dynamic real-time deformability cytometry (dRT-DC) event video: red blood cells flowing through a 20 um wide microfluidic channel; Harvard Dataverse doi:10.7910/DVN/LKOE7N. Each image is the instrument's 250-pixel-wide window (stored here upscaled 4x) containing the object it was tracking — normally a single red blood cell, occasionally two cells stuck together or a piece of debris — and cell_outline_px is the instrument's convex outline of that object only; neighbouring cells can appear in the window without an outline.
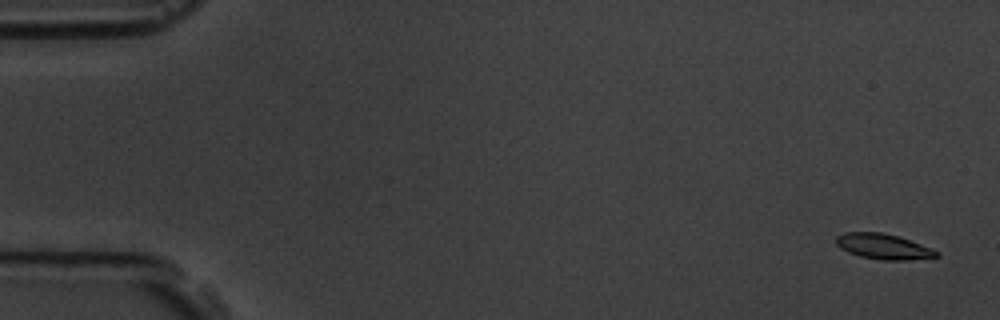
{"species": "common noctule bat (a hibernating species)", "species_latin": "Nyctalus noctula", "temperature_condition": "room temperature", "stored_images_in_passage": 6, "camera_frame_rate_fps": 3000, "um_per_image_px": 0.085, "animal": {"sex": "male", "body_mass_g": 19.5, "forearm_length_mm": 54.6}, "frame": {"image": 1, "passage_image": 1, "time_ms": 0.0, "image_size_px": [1000, 320], "cell_outline_px": [[940, 256], [908, 260], [880, 260], [860, 256], [848, 252], [840, 248], [836, 244], [836, 236], [844, 232], [880, 232], [900, 236], [932, 248], [940, 252]], "centroid_in_image_um": [75.1, 20.95], "position_along_channel_um": 9.9, "area_um2": 15.03}}